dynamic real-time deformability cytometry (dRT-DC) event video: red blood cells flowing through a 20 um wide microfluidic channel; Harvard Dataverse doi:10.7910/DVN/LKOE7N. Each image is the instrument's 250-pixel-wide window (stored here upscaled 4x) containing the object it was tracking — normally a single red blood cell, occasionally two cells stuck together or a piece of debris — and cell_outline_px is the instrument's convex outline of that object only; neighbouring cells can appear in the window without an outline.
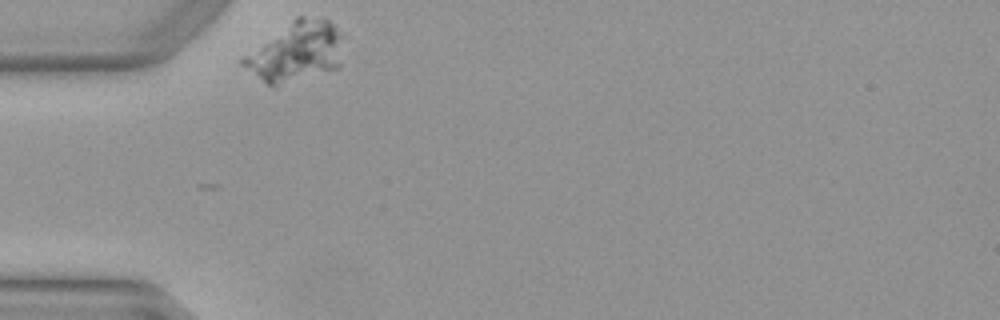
{"species": "Egyptian fruit bat (a non-hibernating species)", "species_latin": "Rousettus aegyptiacus", "temperature_condition": "warm", "stored_images_in_passage": 33, "camera_frame_rate_fps": 3000, "um_per_image_px": 0.085, "animal": {"sex": "female"}, "frame": {"image": 1, "passage_image": 1, "time_ms": 0.0, "image_size_px": [1000, 320], "cell_outline_px": [[340, 64], [336, 68], [276, 88], [268, 84], [240, 64], [240, 56], [296, 16], [304, 16], [328, 20], [336, 28], [340, 36]], "centroid_in_image_um": [25.07, 4.41], "position_along_channel_um": 59.9, "area_um2": 34.74}}
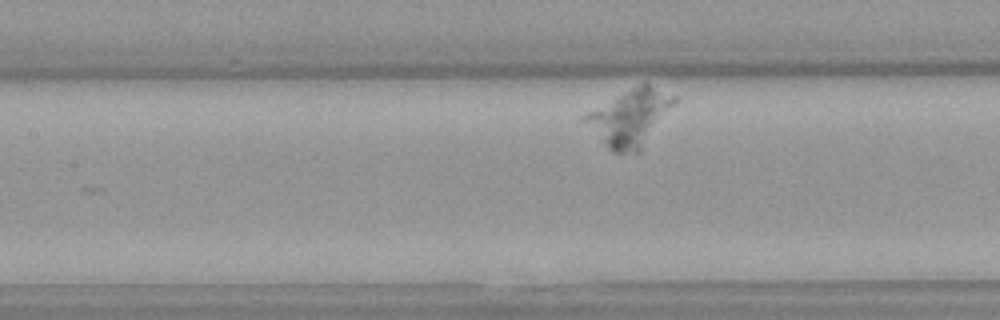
{"frame": {"image": 2, "passage_image": 11, "time_ms": 3.333, "image_size_px": [1000, 320], "cell_outline_px": [[676, 104], [640, 152], [620, 156], [612, 152], [580, 120], [580, 116], [644, 80], [648, 80], [676, 96]], "centroid_in_image_um": [53.58, 9.99], "position_along_channel_um": 153.8, "area_um2": 30.46}}
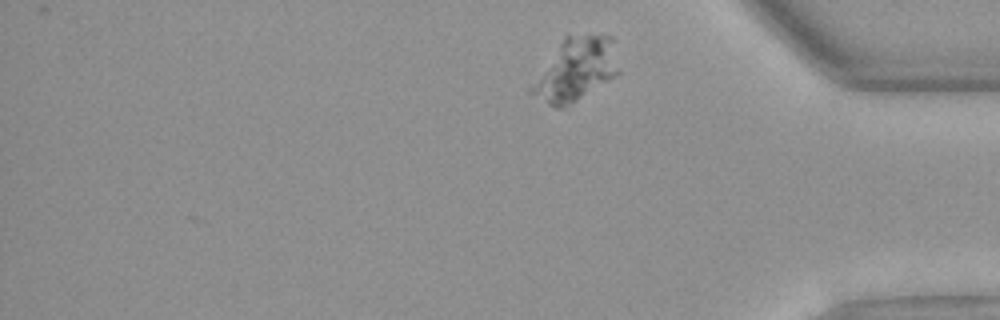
{"frame": {"image": 3, "passage_image": 33, "time_ms": 10.667, "image_size_px": [1000, 320], "cell_outline_px": [[620, 72], [616, 76], [564, 108], [556, 108], [528, 96], [528, 88], [564, 36], [612, 36], [620, 68]], "centroid_in_image_um": [48.9, 5.96], "position_along_channel_um": 386.3, "area_um2": 31.96}}